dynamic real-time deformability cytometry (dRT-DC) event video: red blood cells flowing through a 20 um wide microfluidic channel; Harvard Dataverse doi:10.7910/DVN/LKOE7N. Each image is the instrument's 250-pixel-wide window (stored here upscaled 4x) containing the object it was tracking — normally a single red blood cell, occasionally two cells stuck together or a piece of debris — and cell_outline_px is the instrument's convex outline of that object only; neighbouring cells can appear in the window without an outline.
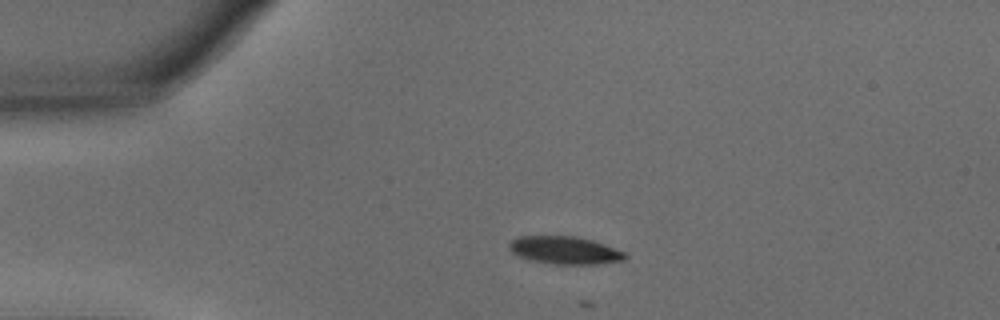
{"species": "common noctule bat (a hibernating species)", "species_latin": "Nyctalus noctula", "temperature_condition": "warm", "stored_images_in_passage": 27, "camera_frame_rate_fps": 3000, "um_per_image_px": 0.085, "animal": {"sex": "male", "body_mass_g": 15.6}, "frame": {"image": 1, "passage_image": 11, "time_ms": 3.333, "image_size_px": [1000, 320], "cell_outline_px": [[628, 256], [624, 260], [596, 264], [556, 264], [532, 260], [520, 256], [512, 252], [508, 248], [508, 244], [516, 236], [576, 236], [592, 240], [604, 244], [624, 252]], "centroid_in_image_um": [48.0, 21.26], "position_along_channel_um": 37.0, "area_um2": 18.61}}
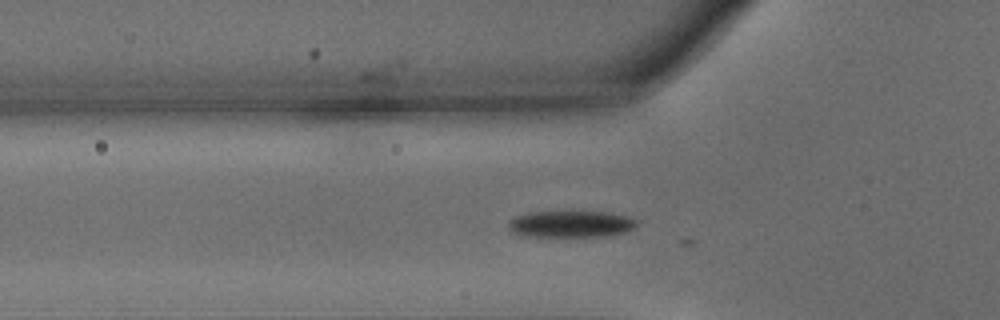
{"frame": {"image": 2, "passage_image": 17, "time_ms": 5.333, "image_size_px": [1000, 320], "cell_outline_px": [[640, 220], [636, 228], [624, 232], [604, 236], [524, 236], [512, 232], [508, 228], [508, 220], [516, 216], [528, 212], [608, 212], [628, 216]], "centroid_in_image_um": [48.55, 19.04], "position_along_channel_um": 77.3, "area_um2": 20.06}}
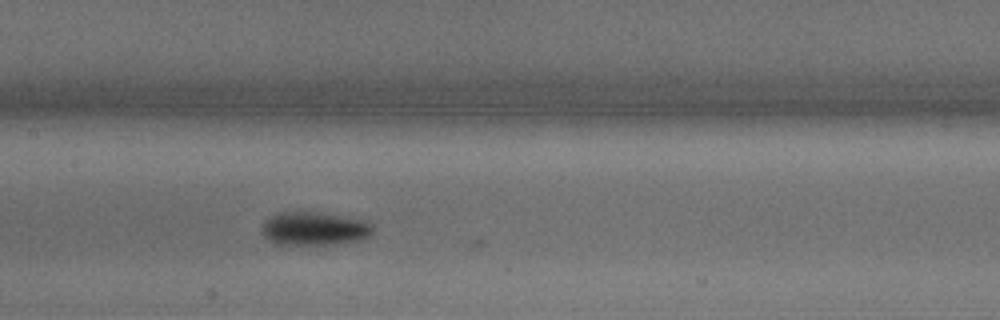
{"frame": {"image": 3, "passage_image": 25, "time_ms": 8.0, "image_size_px": [1000, 320], "cell_outline_px": [[372, 232], [368, 236], [356, 240], [336, 244], [276, 244], [268, 240], [260, 232], [260, 224], [264, 220], [276, 212], [320, 212], [368, 220], [372, 224]], "centroid_in_image_um": [26.65, 19.41], "position_along_channel_um": 180.7, "area_um2": 21.91}}